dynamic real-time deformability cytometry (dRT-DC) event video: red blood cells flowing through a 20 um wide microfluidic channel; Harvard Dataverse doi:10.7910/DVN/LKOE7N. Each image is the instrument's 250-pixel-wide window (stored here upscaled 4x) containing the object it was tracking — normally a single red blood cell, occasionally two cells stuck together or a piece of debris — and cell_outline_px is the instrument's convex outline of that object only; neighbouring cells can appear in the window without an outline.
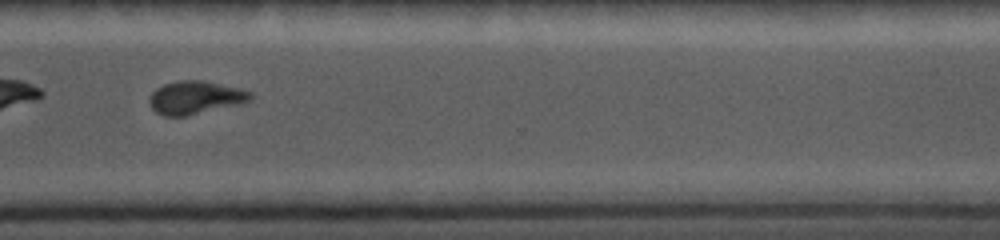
{"species": "common noctule bat (a hibernating species)", "species_latin": "Nyctalus noctula", "temperature_condition": "cold", "stored_images_in_passage": 25, "camera_frame_rate_fps": 5000, "um_per_image_px": 0.085, "animal": {"sex": "female", "body_mass_g": 19.0, "forearm_length_mm": 56.7}, "frame": {"image": 1, "passage_image": 18, "time_ms": 7.8, "image_size_px": [1000, 240], "cell_outline_px": [[256, 96], [252, 100], [240, 104], [188, 116], [164, 116], [156, 112], [152, 108], [148, 100], [152, 92], [156, 88], [164, 84], [176, 80], [204, 80], [240, 88], [252, 92]], "centroid_in_image_um": [16.64, 8.29], "position_along_channel_um": 354.0, "area_um2": 19.88}}